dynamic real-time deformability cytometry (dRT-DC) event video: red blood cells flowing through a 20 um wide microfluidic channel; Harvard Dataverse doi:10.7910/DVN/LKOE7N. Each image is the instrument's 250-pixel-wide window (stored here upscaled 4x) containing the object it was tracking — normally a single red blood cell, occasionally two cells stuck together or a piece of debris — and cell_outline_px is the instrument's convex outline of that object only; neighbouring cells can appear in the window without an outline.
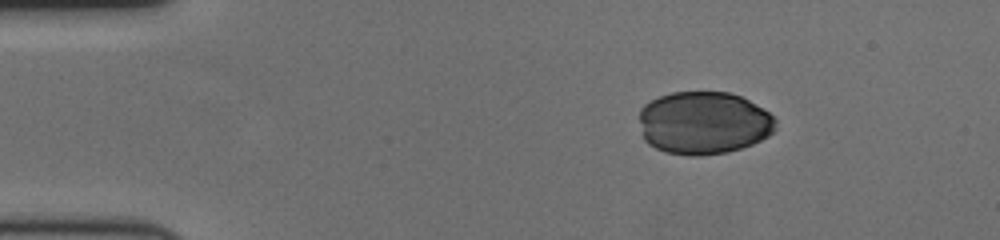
{"species": "human", "species_latin": "Homo sapiens", "temperature_condition": "cold", "stored_images_in_passage": 44, "camera_frame_rate_fps": 3000, "um_per_image_px": 0.085, "donor": {"sex": "female"}, "frame": {"image": 1, "passage_image": 1, "time_ms": 0.0, "image_size_px": [1000, 240], "cell_outline_px": [[776, 128], [768, 136], [752, 144], [728, 152], [700, 156], [688, 156], [664, 152], [648, 144], [644, 140], [640, 120], [640, 108], [644, 104], [660, 96], [672, 92], [728, 92], [740, 96], [748, 100], [768, 112], [776, 120]], "centroid_in_image_um": [59.8, 10.46], "position_along_channel_um": 25.2, "area_um2": 50.0}}
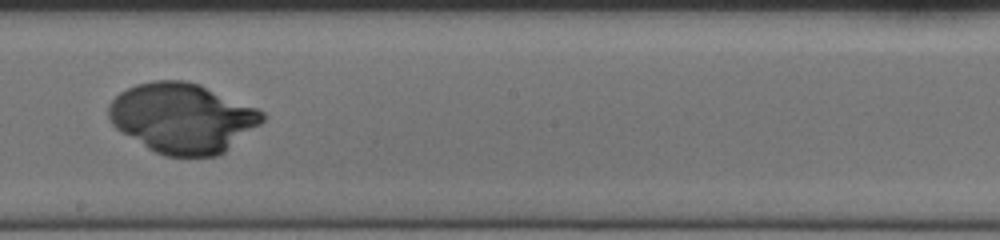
{"frame": {"image": 2, "passage_image": 26, "time_ms": 8.333, "image_size_px": [1000, 240], "cell_outline_px": [[264, 120], [260, 124], [224, 152], [216, 156], [164, 156], [148, 148], [120, 132], [112, 124], [108, 116], [108, 104], [120, 92], [136, 84], [152, 80], [184, 80], [200, 84], [256, 108], [264, 112]], "centroid_in_image_um": [15.47, 10.02], "position_along_channel_um": 232.7, "area_um2": 62.37}}
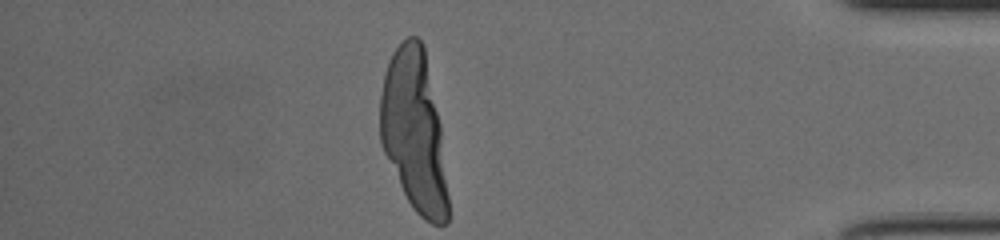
{"frame": {"image": 3, "passage_image": 44, "time_ms": 14.333, "image_size_px": [1000, 240], "cell_outline_px": [[448, 224], [432, 224], [424, 220], [412, 208], [380, 144], [380, 96], [384, 72], [388, 60], [392, 52], [408, 36], [416, 36], [424, 44], [440, 124], [448, 196]], "centroid_in_image_um": [35.19, 11.14], "position_along_channel_um": 400.0, "area_um2": 63.58}}